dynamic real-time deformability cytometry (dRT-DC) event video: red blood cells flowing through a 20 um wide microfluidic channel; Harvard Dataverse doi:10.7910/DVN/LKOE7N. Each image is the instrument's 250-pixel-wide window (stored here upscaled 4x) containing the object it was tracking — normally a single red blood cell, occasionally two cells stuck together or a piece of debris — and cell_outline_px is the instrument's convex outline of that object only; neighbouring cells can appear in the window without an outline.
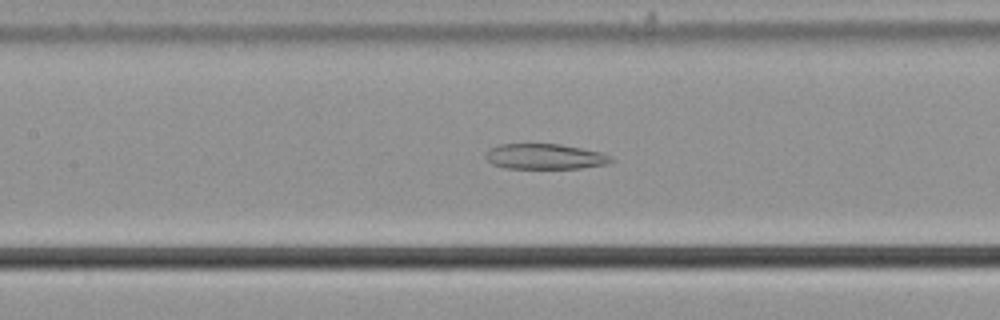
{"species": "common noctule bat (a hibernating species)", "species_latin": "Nyctalus noctula", "temperature_condition": "cold", "stored_images_in_passage": 51, "camera_frame_rate_fps": 3000, "um_per_image_px": 0.085, "animal": {"sex": "male", "body_mass_g": 21.5, "forearm_length_mm": 52.0}, "frame": {"image": 1, "passage_image": 27, "time_ms": 8.667, "image_size_px": [1000, 320], "cell_outline_px": [[616, 160], [608, 164], [580, 168], [504, 168], [492, 164], [484, 156], [492, 148], [500, 144], [560, 144], [600, 152], [612, 156]], "centroid_in_image_um": [46.36, 13.31], "position_along_channel_um": 161.0, "area_um2": 18.5}}
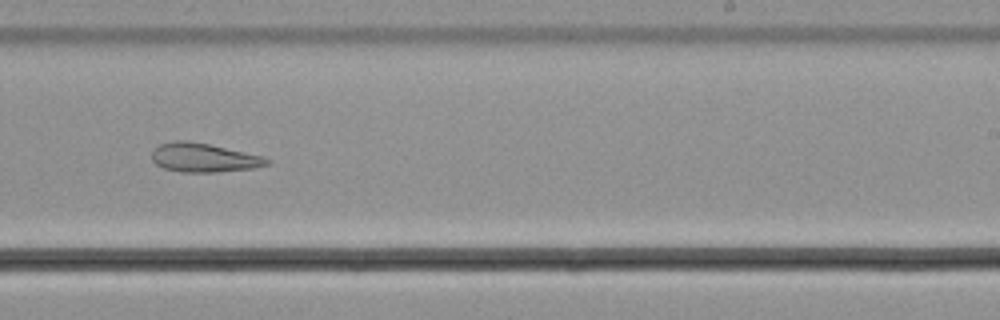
{"frame": {"image": 2, "passage_image": 36, "time_ms": 11.667, "image_size_px": [1000, 320], "cell_outline_px": [[272, 164], [252, 168], [216, 172], [180, 172], [164, 168], [156, 164], [152, 160], [152, 148], [160, 144], [172, 140], [188, 140], [208, 144], [260, 156], [272, 160]], "centroid_in_image_um": [17.27, 13.4], "position_along_channel_um": 271.7, "area_um2": 19.36}}
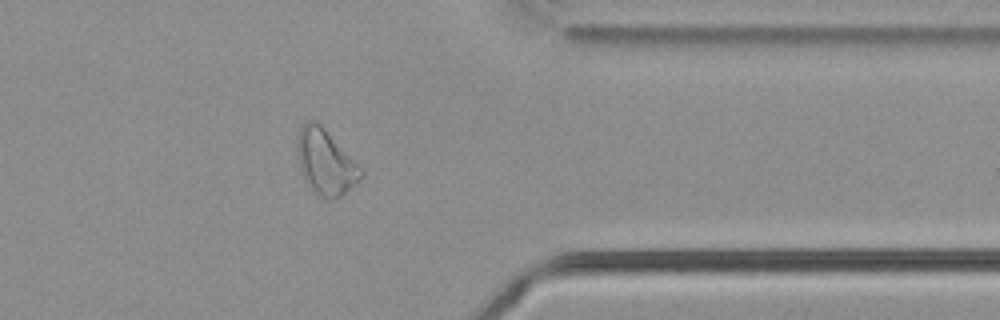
{"frame": {"image": 3, "passage_image": 46, "time_ms": 15.0, "image_size_px": [1000, 320], "cell_outline_px": [[364, 176], [360, 180], [340, 196], [332, 200], [320, 196], [312, 192], [304, 180], [300, 168], [296, 148], [296, 140], [300, 128], [308, 120], [316, 120], [364, 168]], "centroid_in_image_um": [27.68, 13.78], "position_along_channel_um": 383.7, "area_um2": 24.57}, "authors_computed_cell_mechanics": {"area_um2": 24.7962, "velocity_mm_per_s": 3.6932, "shape_relaxation_time_tau1_ms": null, "shape_relaxation_time_tau2_ms": 6.0883, "deformation_change_tau1": null, "deformation_change_tau2": 0.1508}}